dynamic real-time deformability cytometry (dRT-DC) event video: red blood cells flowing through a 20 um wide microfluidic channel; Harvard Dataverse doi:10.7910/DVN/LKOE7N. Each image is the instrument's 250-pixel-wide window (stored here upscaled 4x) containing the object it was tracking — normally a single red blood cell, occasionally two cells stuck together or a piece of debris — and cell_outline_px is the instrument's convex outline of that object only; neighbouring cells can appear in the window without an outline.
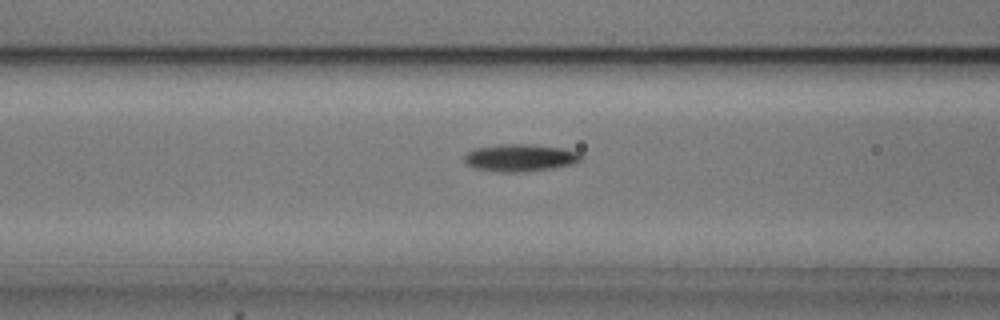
{"species": "common noctule bat (a hibernating species)", "species_latin": "Nyctalus noctula", "temperature_condition": "cold", "stored_images_in_passage": 55, "camera_frame_rate_fps": 3000, "um_per_image_px": 0.085, "animal": {"sex": "male", "body_mass_g": 20.5, "forearm_length_mm": 52.5}, "frame": {"image": 1, "passage_image": 22, "time_ms": 7.0, "image_size_px": [1000, 320], "cell_outline_px": [[584, 160], [576, 164], [528, 172], [500, 172], [476, 168], [468, 164], [464, 160], [464, 156], [468, 152], [476, 148], [500, 144], [528, 144], [564, 148], [580, 152], [584, 156]], "centroid_in_image_um": [44.31, 13.41], "position_along_channel_um": 122.3, "area_um2": 18.84}}
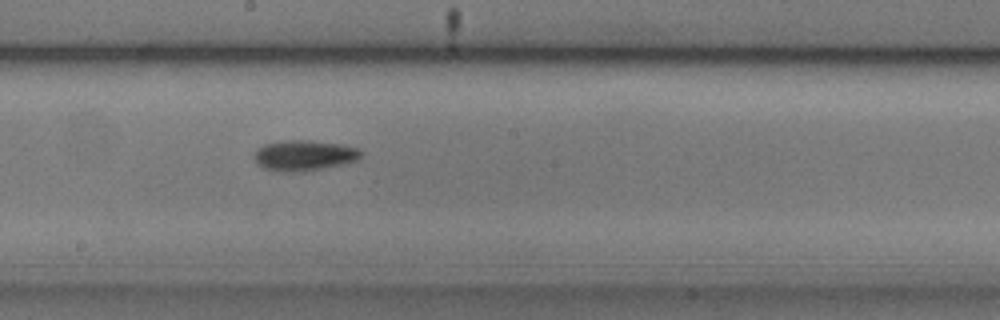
{"frame": {"image": 2, "passage_image": 30, "time_ms": 9.667, "image_size_px": [1000, 320], "cell_outline_px": [[364, 152], [356, 160], [340, 164], [300, 172], [280, 172], [264, 168], [256, 164], [252, 156], [256, 148], [264, 144], [284, 140], [312, 140], [340, 144], [356, 148]], "centroid_in_image_um": [25.76, 13.2], "position_along_channel_um": 222.4, "area_um2": 19.07}}
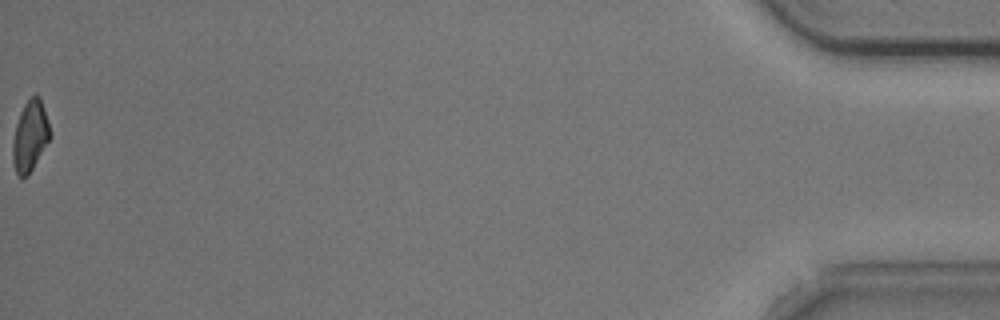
{"frame": {"image": 3, "passage_image": 55, "time_ms": 18.0, "image_size_px": [1000, 320], "cell_outline_px": [[48, 140], [28, 176], [20, 176], [16, 172], [12, 160], [12, 140], [16, 124], [20, 112], [24, 104], [36, 92], [40, 96], [44, 108], [48, 124]], "centroid_in_image_um": [2.51, 11.53], "position_along_channel_um": 432.7, "area_um2": 14.97}, "authors_computed_cell_mechanics": {"area_um2": 16.7042, "velocity_mm_per_s": 3.7396, "shape_relaxation_time_tau1_ms": 2.4323, "shape_relaxation_time_tau2_ms": null, "deformation_change_tau1": 0.0956, "deformation_change_tau2": null}}